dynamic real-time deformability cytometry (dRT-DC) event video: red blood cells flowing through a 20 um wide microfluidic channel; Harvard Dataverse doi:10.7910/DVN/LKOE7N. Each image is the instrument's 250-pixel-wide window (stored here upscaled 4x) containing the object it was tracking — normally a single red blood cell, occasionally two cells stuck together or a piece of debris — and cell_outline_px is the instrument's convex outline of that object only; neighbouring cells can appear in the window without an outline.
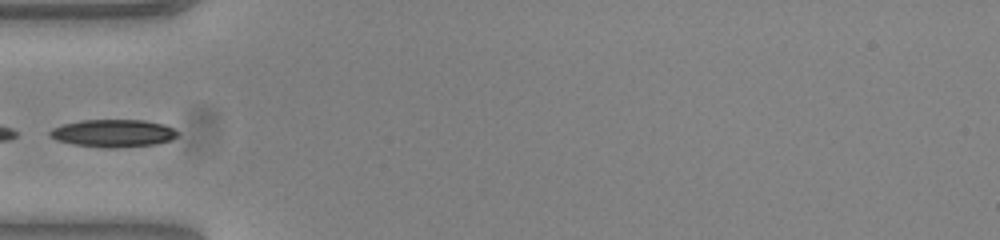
{"species": "common noctule bat (a hibernating species)", "species_latin": "Nyctalus noctula", "temperature_condition": "warm", "stored_images_in_passage": 35, "camera_frame_rate_fps": 3000, "um_per_image_px": 0.085, "animal": {"sex": "female", "body_mass_g": 23.0, "forearm_length_mm": 53.4}, "frame": {"image": 1, "passage_image": 1, "time_ms": 0.0, "image_size_px": [1000, 240], "cell_outline_px": [[180, 132], [172, 140], [156, 144], [116, 148], [104, 148], [72, 144], [56, 140], [48, 136], [48, 132], [52, 128], [64, 124], [80, 120], [144, 120], [164, 124]], "centroid_in_image_um": [9.61, 11.33], "position_along_channel_um": 75.4, "area_um2": 20.75}}
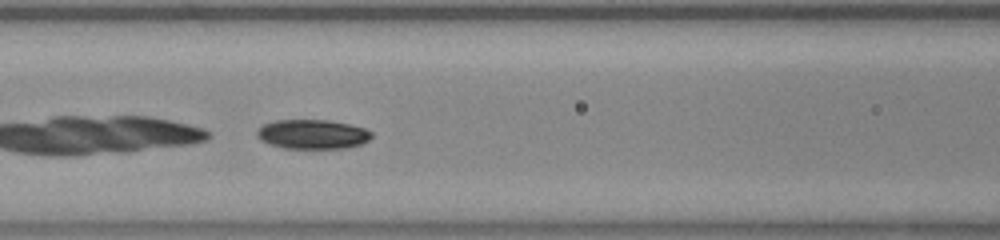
{"frame": {"image": 2, "passage_image": 6, "time_ms": 1.667, "image_size_px": [1000, 240], "cell_outline_px": [[372, 136], [368, 140], [360, 144], [348, 148], [284, 148], [268, 144], [260, 140], [256, 136], [256, 132], [264, 124], [276, 120], [328, 120], [348, 124], [364, 128], [372, 132]], "centroid_in_image_um": [26.54, 11.41], "position_along_channel_um": 140.1, "area_um2": 19.59}}